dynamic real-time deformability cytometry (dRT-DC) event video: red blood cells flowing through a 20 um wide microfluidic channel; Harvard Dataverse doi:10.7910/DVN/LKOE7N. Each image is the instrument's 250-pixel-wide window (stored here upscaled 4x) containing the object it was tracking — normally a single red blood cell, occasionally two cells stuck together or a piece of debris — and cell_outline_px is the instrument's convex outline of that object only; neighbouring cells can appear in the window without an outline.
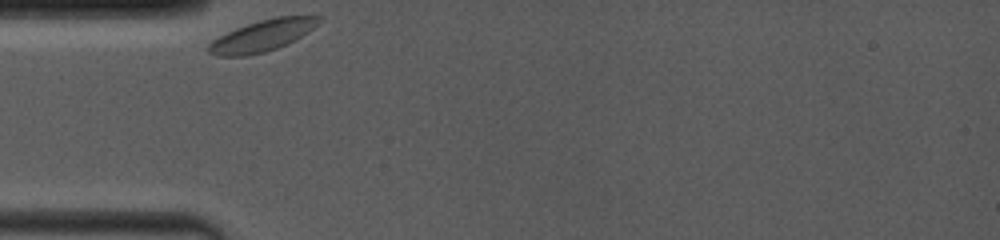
{"species": "common noctule bat (a hibernating species)", "species_latin": "Nyctalus noctula", "temperature_condition": "room temperature", "stored_images_in_passage": 4, "camera_frame_rate_fps": 4000, "um_per_image_px": 0.085, "animal": {"sex": "female", "body_mass_g": 19.0, "forearm_length_mm": 53.3}, "frame": {"image": 1, "passage_image": 1, "time_ms": 0.0, "image_size_px": [1000, 240], "cell_outline_px": [[324, 20], [308, 32], [276, 48], [264, 52], [244, 56], [216, 56], [208, 52], [204, 48], [212, 40], [236, 28], [260, 20], [276, 16], [324, 16]], "centroid_in_image_um": [22.29, 3.02], "position_along_channel_um": 62.7, "area_um2": 20.06}}